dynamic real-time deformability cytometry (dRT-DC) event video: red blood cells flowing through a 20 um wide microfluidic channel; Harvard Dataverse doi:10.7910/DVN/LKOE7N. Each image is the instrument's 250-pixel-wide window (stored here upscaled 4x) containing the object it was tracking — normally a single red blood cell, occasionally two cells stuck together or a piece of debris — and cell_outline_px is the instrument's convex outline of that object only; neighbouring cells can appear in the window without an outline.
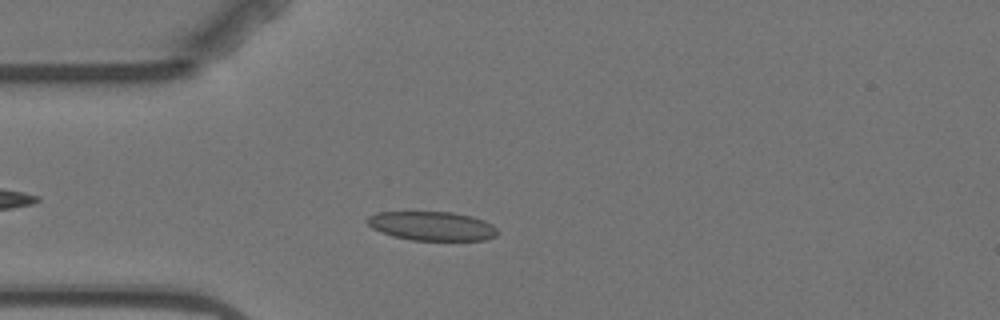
{"species": "Egyptian fruit bat (a non-hibernating species)", "species_latin": "Rousettus aegyptiacus", "temperature_condition": "warm", "stored_images_in_passage": 5, "camera_frame_rate_fps": 3000, "um_per_image_px": 0.085, "animal": {"sex": "female"}, "frame": {"image": 1, "passage_image": 5, "time_ms": 4.667, "image_size_px": [1000, 320], "cell_outline_px": [[496, 236], [484, 240], [412, 240], [392, 236], [380, 232], [372, 228], [364, 220], [368, 216], [376, 212], [452, 212], [472, 216], [484, 220], [492, 224], [496, 228]], "centroid_in_image_um": [36.68, 19.2], "position_along_channel_um": 48.3, "area_um2": 22.14}}